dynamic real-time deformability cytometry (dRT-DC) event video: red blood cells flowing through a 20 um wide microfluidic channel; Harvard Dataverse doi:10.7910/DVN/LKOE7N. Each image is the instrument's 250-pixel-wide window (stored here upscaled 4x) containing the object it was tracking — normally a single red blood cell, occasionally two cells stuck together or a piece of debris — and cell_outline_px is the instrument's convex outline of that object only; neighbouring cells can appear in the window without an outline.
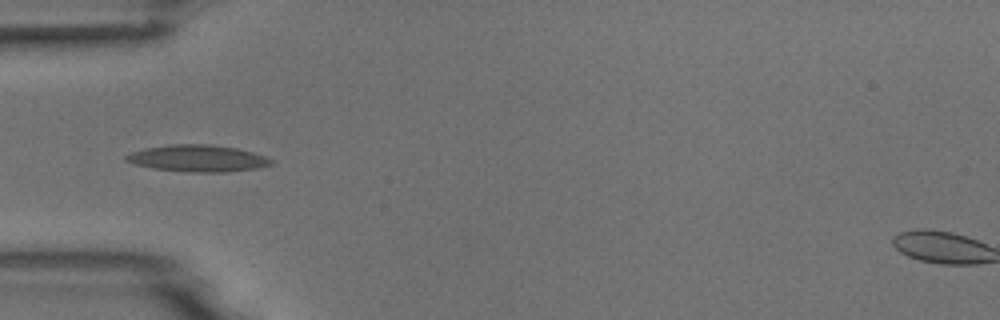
{"species": "common noctule bat (a hibernating species)", "species_latin": "Nyctalus noctula", "temperature_condition": "room temperature", "stored_images_in_passage": 7, "camera_frame_rate_fps": 3000, "um_per_image_px": 0.085, "animal": {"sex": "male", "body_mass_g": 18.8}, "frame": {"image": 1, "passage_image": 4, "time_ms": 3.667, "image_size_px": [1000, 320], "cell_outline_px": [[272, 164], [256, 168], [224, 172], [188, 172], [152, 168], [136, 164], [124, 160], [124, 156], [132, 152], [144, 148], [168, 144], [212, 144], [236, 148], [252, 152], [264, 156], [272, 160]], "centroid_in_image_um": [16.77, 13.45], "position_along_channel_um": 68.2, "area_um2": 22.54}}